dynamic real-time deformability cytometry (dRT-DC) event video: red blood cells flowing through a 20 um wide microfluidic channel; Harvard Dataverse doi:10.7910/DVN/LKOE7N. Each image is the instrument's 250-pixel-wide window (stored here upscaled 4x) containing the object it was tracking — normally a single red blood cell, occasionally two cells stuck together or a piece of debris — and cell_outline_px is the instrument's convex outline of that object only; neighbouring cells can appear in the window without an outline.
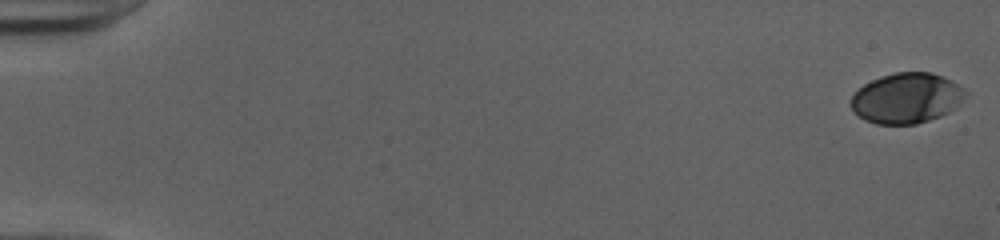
{"species": "human", "species_latin": "Homo sapiens", "temperature_condition": "cold", "stored_images_in_passage": 52, "camera_frame_rate_fps": 3000, "um_per_image_px": 0.085, "donor": {"sex": "female"}, "frame": {"image": 1, "passage_image": 1, "time_ms": 0.0, "image_size_px": [1000, 240], "cell_outline_px": [[968, 96], [956, 108], [940, 116], [916, 124], [876, 124], [864, 120], [852, 108], [852, 96], [864, 84], [880, 76], [896, 72], [932, 72], [944, 76], [952, 80], [964, 88], [968, 92]], "centroid_in_image_um": [77.12, 8.33], "position_along_channel_um": 7.9, "area_um2": 33.76}}
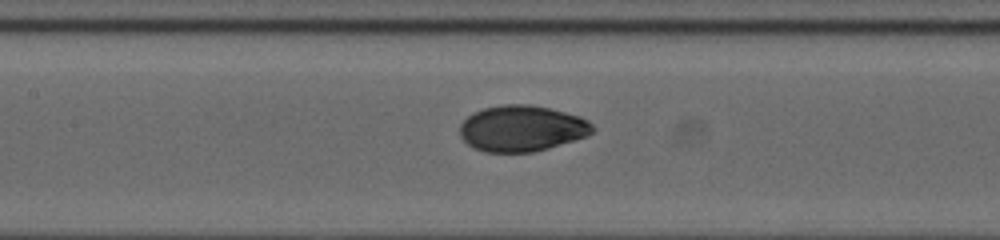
{"frame": {"image": 2, "passage_image": 26, "time_ms": 8.333, "image_size_px": [1000, 240], "cell_outline_px": [[596, 128], [588, 136], [548, 148], [532, 152], [484, 152], [468, 144], [460, 136], [460, 124], [472, 112], [484, 108], [504, 104], [528, 104], [548, 108], [580, 116], [588, 120]], "centroid_in_image_um": [44.36, 10.91], "position_along_channel_um": 163.0, "area_um2": 35.6}}
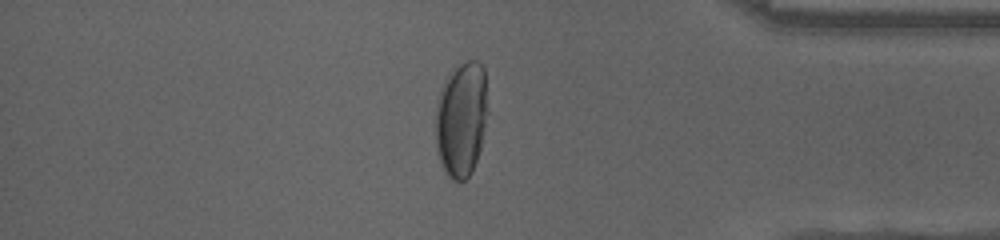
{"frame": {"image": 3, "passage_image": 45, "time_ms": 14.667, "image_size_px": [1000, 240], "cell_outline_px": [[484, 128], [480, 148], [472, 172], [464, 180], [452, 180], [444, 172], [440, 160], [436, 144], [436, 112], [440, 92], [444, 84], [456, 64], [468, 60], [476, 60], [484, 68]], "centroid_in_image_um": [39.18, 10.16], "position_along_channel_um": 396.0, "area_um2": 33.93}, "authors_computed_cell_mechanics": {"area_um2": 35.4025, "velocity_mm_per_s": 4.0087, "shape_relaxation_time_tau1_ms": 4.711, "shape_relaxation_time_tau2_ms": 0.7583, "deformation_change_tau1": 0.1913, "deformation_change_tau2": 0.0286}}